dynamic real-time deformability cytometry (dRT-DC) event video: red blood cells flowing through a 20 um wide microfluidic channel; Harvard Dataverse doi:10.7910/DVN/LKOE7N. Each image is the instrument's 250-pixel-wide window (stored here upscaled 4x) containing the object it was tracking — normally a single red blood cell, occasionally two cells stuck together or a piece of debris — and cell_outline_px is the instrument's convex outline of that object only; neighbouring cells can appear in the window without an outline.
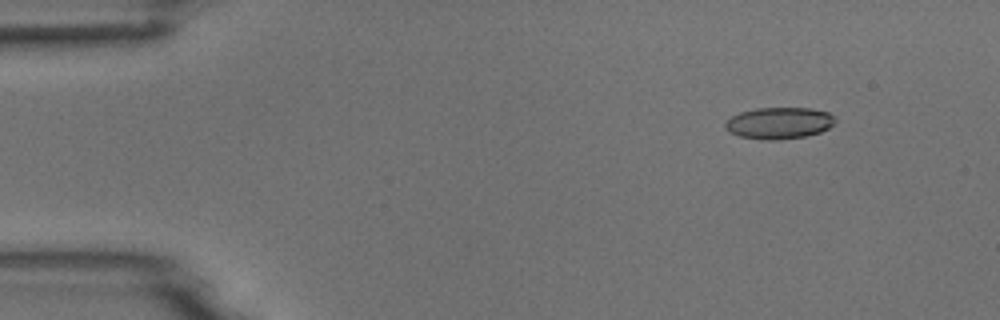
{"species": "common noctule bat (a hibernating species)", "species_latin": "Nyctalus noctula", "temperature_condition": "room temperature", "stored_images_in_passage": 3, "camera_frame_rate_fps": 3000, "um_per_image_px": 0.085, "animal": {"sex": "male", "body_mass_g": 18.8}, "frame": {"image": 1, "passage_image": 1, "time_ms": 0.0, "image_size_px": [1000, 320], "cell_outline_px": [[836, 120], [828, 128], [820, 132], [804, 136], [776, 140], [764, 140], [740, 136], [728, 132], [724, 128], [724, 124], [732, 116], [740, 112], [756, 108], [812, 108], [828, 112]], "centroid_in_image_um": [66.19, 10.46], "position_along_channel_um": 18.8, "area_um2": 20.17}}